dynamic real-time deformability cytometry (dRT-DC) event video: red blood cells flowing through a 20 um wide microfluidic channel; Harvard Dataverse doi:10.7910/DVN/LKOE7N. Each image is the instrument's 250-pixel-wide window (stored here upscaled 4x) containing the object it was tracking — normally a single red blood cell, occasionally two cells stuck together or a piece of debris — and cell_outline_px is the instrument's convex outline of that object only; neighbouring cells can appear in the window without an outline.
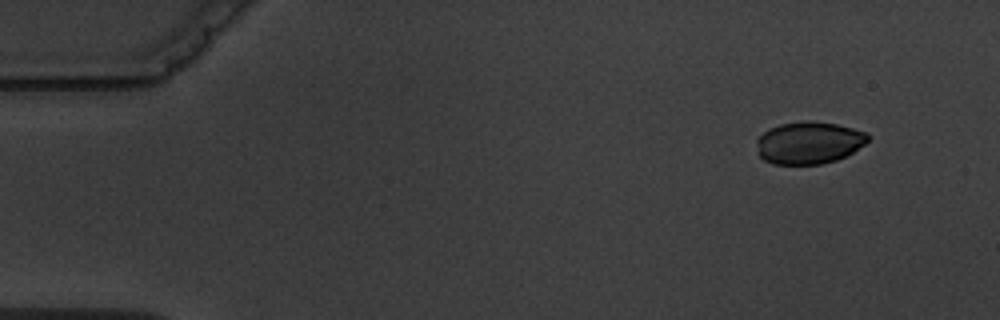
{"species": "common noctule bat (a hibernating species)", "species_latin": "Nyctalus noctula", "temperature_condition": "warm", "stored_images_in_passage": 5, "camera_frame_rate_fps": 3000, "um_per_image_px": 0.085, "animal": {"sex": "male", "body_mass_g": 19.5, "forearm_length_mm": 54.6}, "frame": {"image": 1, "passage_image": 1, "time_ms": 0.0, "image_size_px": [1000, 320], "cell_outline_px": [[868, 140], [864, 144], [852, 152], [836, 160], [820, 164], [772, 164], [764, 160], [760, 156], [756, 140], [768, 128], [780, 124], [800, 120], [812, 120], [836, 124], [852, 128], [864, 132], [868, 136]], "centroid_in_image_um": [68.72, 12.12], "position_along_channel_um": 16.3, "area_um2": 27.34}}
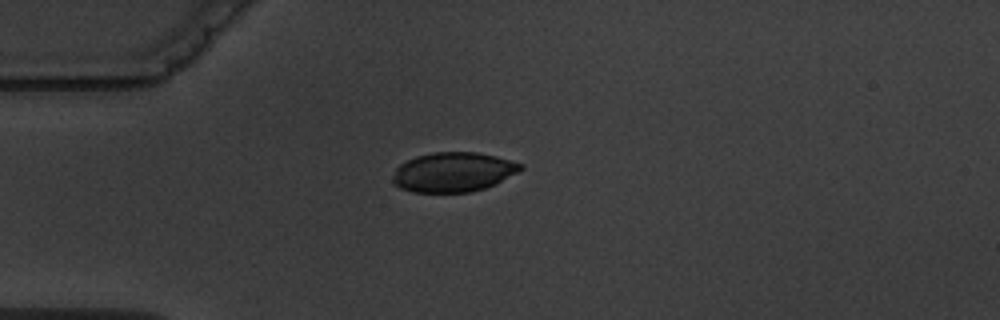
{"frame": {"image": 2, "passage_image": 4, "time_ms": 3.333, "image_size_px": [1000, 320], "cell_outline_px": [[524, 168], [496, 184], [484, 188], [468, 192], [412, 192], [400, 188], [392, 184], [392, 176], [396, 168], [400, 164], [416, 156], [432, 152], [476, 152], [496, 156], [524, 164]], "centroid_in_image_um": [38.51, 14.62], "position_along_channel_um": 46.5, "area_um2": 29.59}}
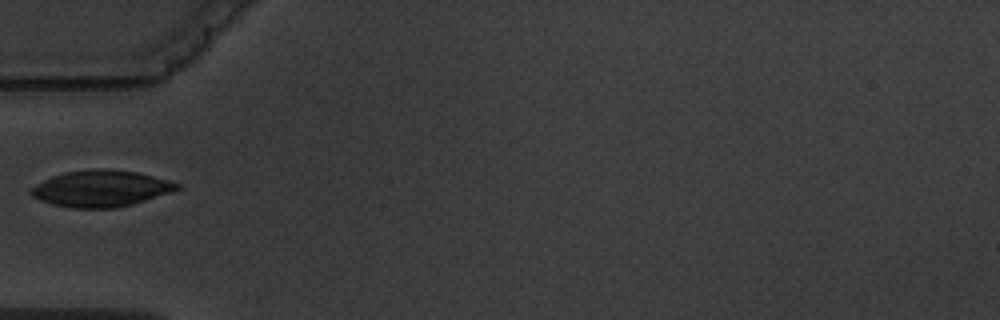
{"frame": {"image": 3, "passage_image": 5, "time_ms": 4.667, "image_size_px": [1000, 320], "cell_outline_px": [[180, 188], [172, 192], [132, 204], [116, 208], [72, 208], [52, 204], [40, 200], [32, 196], [28, 192], [28, 188], [52, 176], [64, 172], [92, 168], [104, 168], [136, 172], [168, 180], [180, 184]], "centroid_in_image_um": [8.54, 16.02], "position_along_channel_um": 76.5, "area_um2": 31.1}}